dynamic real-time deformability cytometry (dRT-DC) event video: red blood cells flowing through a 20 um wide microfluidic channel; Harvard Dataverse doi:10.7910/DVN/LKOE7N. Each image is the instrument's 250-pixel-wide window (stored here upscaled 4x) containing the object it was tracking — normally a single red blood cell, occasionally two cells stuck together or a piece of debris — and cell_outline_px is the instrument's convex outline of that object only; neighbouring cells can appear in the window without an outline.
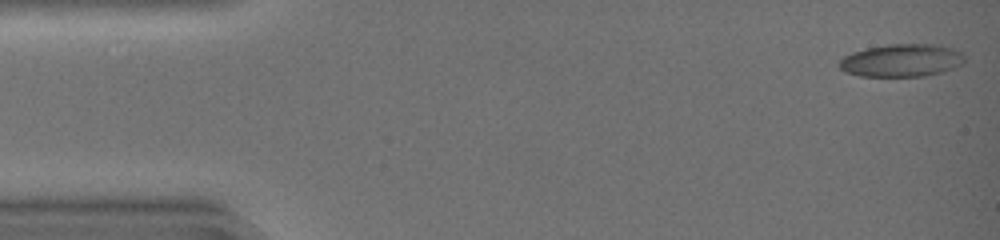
{"species": "common noctule bat (a hibernating species)", "species_latin": "Nyctalus noctula", "temperature_condition": "warm", "stored_images_in_passage": 33, "camera_frame_rate_fps": 3000, "um_per_image_px": 0.085, "animal": {"sex": "female", "body_mass_g": 19.0, "forearm_length_mm": 51.5}, "frame": {"image": 1, "passage_image": 1, "time_ms": 0.0, "image_size_px": [1000, 240], "cell_outline_px": [[964, 60], [960, 64], [952, 68], [940, 72], [924, 76], [860, 76], [844, 72], [836, 64], [844, 56], [852, 52], [868, 48], [888, 44], [940, 44], [952, 48], [960, 52], [964, 56]], "centroid_in_image_um": [76.59, 5.13], "position_along_channel_um": 8.4, "area_um2": 23.87}}
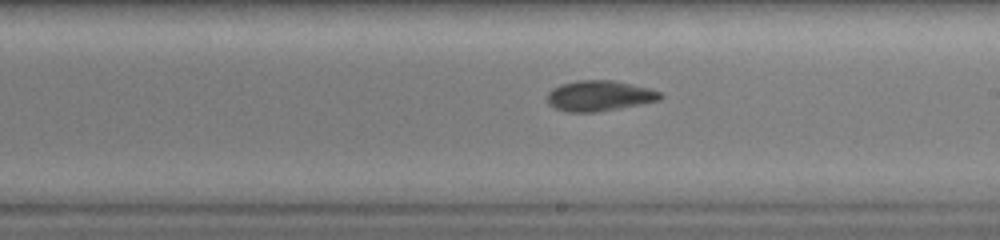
{"frame": {"image": 2, "passage_image": 26, "time_ms": 8.333, "image_size_px": [1000, 240], "cell_outline_px": [[664, 96], [660, 100], [620, 108], [596, 112], [568, 112], [556, 108], [548, 104], [548, 92], [552, 88], [560, 84], [576, 80], [612, 80], [652, 88], [660, 92]], "centroid_in_image_um": [50.96, 8.13], "position_along_channel_um": 238.0, "area_um2": 20.23}}
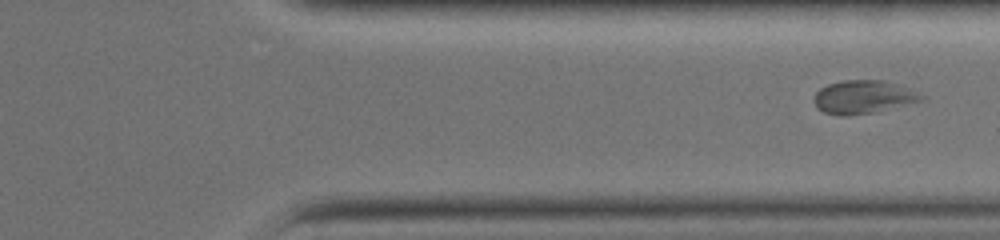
{"frame": {"image": 3, "passage_image": 33, "time_ms": 10.667, "image_size_px": [1000, 240], "cell_outline_px": [[928, 100], [872, 112], [844, 116], [840, 116], [824, 112], [816, 108], [812, 100], [816, 92], [820, 88], [828, 84], [844, 80], [884, 80], [920, 92], [928, 96]], "centroid_in_image_um": [73.42, 8.24], "position_along_channel_um": 338.0, "area_um2": 21.1}}